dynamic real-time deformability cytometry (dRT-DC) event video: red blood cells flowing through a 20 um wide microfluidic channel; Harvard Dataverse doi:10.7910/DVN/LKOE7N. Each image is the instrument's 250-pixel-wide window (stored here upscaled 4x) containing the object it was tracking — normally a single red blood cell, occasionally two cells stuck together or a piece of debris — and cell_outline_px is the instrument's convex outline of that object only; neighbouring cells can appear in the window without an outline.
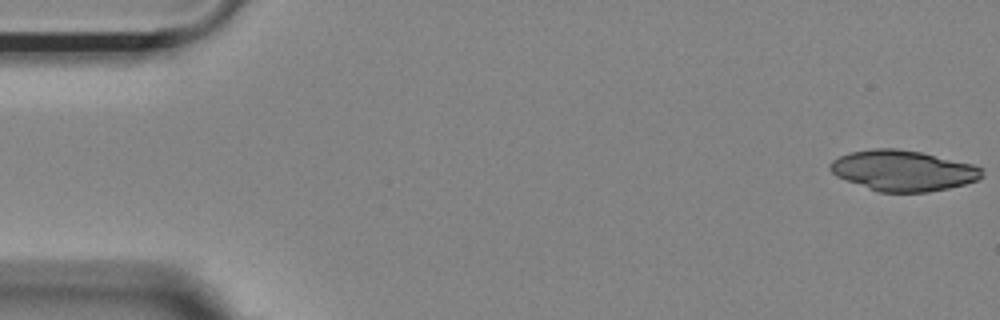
{"species": "Egyptian fruit bat (a non-hibernating species)", "species_latin": "Rousettus aegyptiacus", "temperature_condition": "room temperature", "stored_images_in_passage": 51, "camera_frame_rate_fps": 3000, "um_per_image_px": 0.085, "animal": {"sex": "female"}, "frame": {"image": 1, "passage_image": 1, "time_ms": 0.0, "image_size_px": [1000, 320], "cell_outline_px": [[984, 176], [976, 180], [964, 184], [948, 188], [928, 192], [880, 192], [836, 176], [828, 168], [828, 164], [832, 160], [848, 152], [872, 148], [900, 148], [920, 152], [972, 164], [984, 168]], "centroid_in_image_um": [76.75, 14.49], "position_along_channel_um": 8.2, "area_um2": 35.95}}
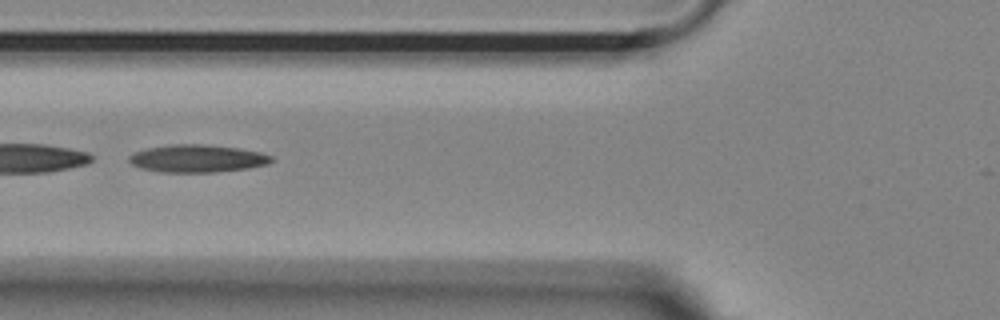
{"frame": {"image": 2, "passage_image": 20, "time_ms": 6.333, "image_size_px": [1000, 320], "cell_outline_px": [[272, 160], [268, 164], [248, 168], [212, 172], [160, 172], [140, 168], [132, 164], [128, 160], [128, 156], [136, 152], [148, 148], [172, 144], [204, 144], [240, 148], [260, 152], [272, 156]], "centroid_in_image_um": [16.76, 13.47], "position_along_channel_um": 109.0, "area_um2": 22.83}}
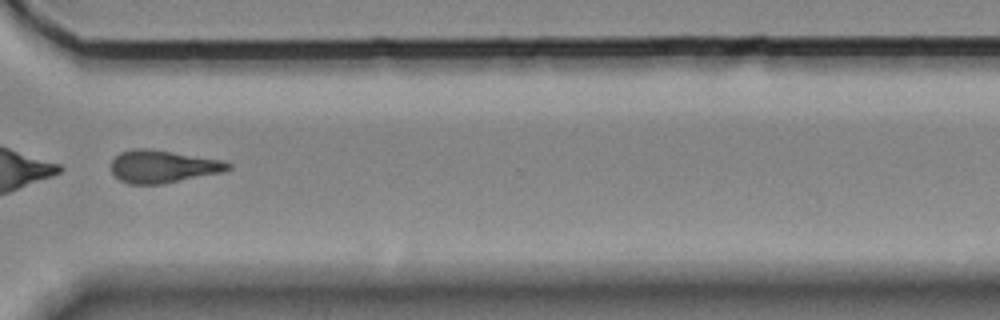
{"frame": {"image": 3, "passage_image": 40, "time_ms": 13.0, "image_size_px": [1000, 320], "cell_outline_px": [[232, 168], [220, 172], [160, 184], [128, 184], [120, 180], [112, 172], [112, 160], [120, 152], [136, 148], [148, 148], [224, 160], [232, 164]], "centroid_in_image_um": [13.84, 14.14], "position_along_channel_um": 356.8, "area_um2": 22.02}, "authors_computed_cell_mechanics": {"area_um2": 22.9466, "velocity_mm_per_s": 3.7146, "shape_relaxation_time_tau1_ms": null, "shape_relaxation_time_tau2_ms": 11.0865, "deformation_change_tau1": null, "deformation_change_tau2": 0.2686}}